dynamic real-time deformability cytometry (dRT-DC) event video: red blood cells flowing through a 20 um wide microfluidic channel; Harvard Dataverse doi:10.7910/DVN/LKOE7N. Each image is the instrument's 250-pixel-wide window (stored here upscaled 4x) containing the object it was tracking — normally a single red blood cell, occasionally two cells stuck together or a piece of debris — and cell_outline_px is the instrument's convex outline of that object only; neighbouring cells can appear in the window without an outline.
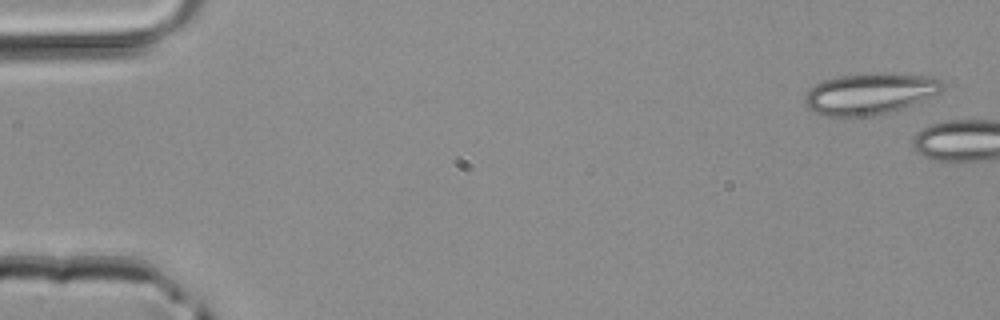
{"species": "common noctule bat (a hibernating species)", "species_latin": "Nyctalus noctula", "temperature_condition": "room temperature", "stored_images_in_passage": 2, "camera_frame_rate_fps": 3000, "um_per_image_px": 0.085, "animal": {"sex": "male", "body_mass_g": 20.4}, "frame": {"image": 1, "passage_image": 1, "time_ms": 0.0, "image_size_px": [1000, 320], "cell_outline_px": [[944, 84], [940, 92], [904, 108], [892, 112], [876, 116], [824, 116], [812, 112], [804, 104], [804, 100], [808, 92], [816, 84], [824, 80], [840, 76], [868, 72], [884, 72], [932, 76], [940, 80]], "centroid_in_image_um": [73.94, 7.96], "position_along_channel_um": 11.1, "area_um2": 33.52}}